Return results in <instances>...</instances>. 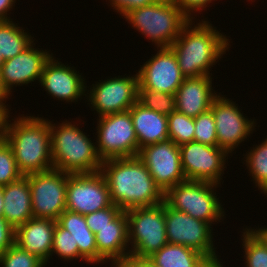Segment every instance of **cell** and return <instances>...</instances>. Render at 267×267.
<instances>
[{"label":"cell","mask_w":267,"mask_h":267,"mask_svg":"<svg viewBox=\"0 0 267 267\" xmlns=\"http://www.w3.org/2000/svg\"><path fill=\"white\" fill-rule=\"evenodd\" d=\"M100 172L106 179L112 204L122 211L164 202V193L137 156L102 161Z\"/></svg>","instance_id":"obj_1"},{"label":"cell","mask_w":267,"mask_h":267,"mask_svg":"<svg viewBox=\"0 0 267 267\" xmlns=\"http://www.w3.org/2000/svg\"><path fill=\"white\" fill-rule=\"evenodd\" d=\"M208 21L199 19L195 24L196 21L190 20L170 47L185 77L212 76L213 65L230 50V36L220 33Z\"/></svg>","instance_id":"obj_2"},{"label":"cell","mask_w":267,"mask_h":267,"mask_svg":"<svg viewBox=\"0 0 267 267\" xmlns=\"http://www.w3.org/2000/svg\"><path fill=\"white\" fill-rule=\"evenodd\" d=\"M9 117L3 138L13 150L20 173L26 176L53 169L49 119L21 114L11 122Z\"/></svg>","instance_id":"obj_3"},{"label":"cell","mask_w":267,"mask_h":267,"mask_svg":"<svg viewBox=\"0 0 267 267\" xmlns=\"http://www.w3.org/2000/svg\"><path fill=\"white\" fill-rule=\"evenodd\" d=\"M49 122L54 169L69 174L96 173L101 170L102 160L97 154L96 143L78 127L79 124L66 119L57 124L52 120Z\"/></svg>","instance_id":"obj_4"},{"label":"cell","mask_w":267,"mask_h":267,"mask_svg":"<svg viewBox=\"0 0 267 267\" xmlns=\"http://www.w3.org/2000/svg\"><path fill=\"white\" fill-rule=\"evenodd\" d=\"M124 18L156 48L171 47L190 21L172 0H158L128 12Z\"/></svg>","instance_id":"obj_5"},{"label":"cell","mask_w":267,"mask_h":267,"mask_svg":"<svg viewBox=\"0 0 267 267\" xmlns=\"http://www.w3.org/2000/svg\"><path fill=\"white\" fill-rule=\"evenodd\" d=\"M218 187L221 186L210 182L186 180L170 188L164 201L171 208L214 226L226 215L215 192Z\"/></svg>","instance_id":"obj_6"},{"label":"cell","mask_w":267,"mask_h":267,"mask_svg":"<svg viewBox=\"0 0 267 267\" xmlns=\"http://www.w3.org/2000/svg\"><path fill=\"white\" fill-rule=\"evenodd\" d=\"M130 258H148L168 243L165 225V201L151 207L126 211Z\"/></svg>","instance_id":"obj_7"},{"label":"cell","mask_w":267,"mask_h":267,"mask_svg":"<svg viewBox=\"0 0 267 267\" xmlns=\"http://www.w3.org/2000/svg\"><path fill=\"white\" fill-rule=\"evenodd\" d=\"M165 225L168 243L192 248L206 256L216 267H224L214 247L213 225L175 210L166 202Z\"/></svg>","instance_id":"obj_8"},{"label":"cell","mask_w":267,"mask_h":267,"mask_svg":"<svg viewBox=\"0 0 267 267\" xmlns=\"http://www.w3.org/2000/svg\"><path fill=\"white\" fill-rule=\"evenodd\" d=\"M96 128V150L102 161L138 155L139 145L129 110L98 117Z\"/></svg>","instance_id":"obj_9"},{"label":"cell","mask_w":267,"mask_h":267,"mask_svg":"<svg viewBox=\"0 0 267 267\" xmlns=\"http://www.w3.org/2000/svg\"><path fill=\"white\" fill-rule=\"evenodd\" d=\"M138 75L99 80L86 89V100L98 117L128 111L138 101ZM90 91V92H89Z\"/></svg>","instance_id":"obj_10"},{"label":"cell","mask_w":267,"mask_h":267,"mask_svg":"<svg viewBox=\"0 0 267 267\" xmlns=\"http://www.w3.org/2000/svg\"><path fill=\"white\" fill-rule=\"evenodd\" d=\"M26 177L31 190L33 218L57 221L66 210L67 173L53 168Z\"/></svg>","instance_id":"obj_11"},{"label":"cell","mask_w":267,"mask_h":267,"mask_svg":"<svg viewBox=\"0 0 267 267\" xmlns=\"http://www.w3.org/2000/svg\"><path fill=\"white\" fill-rule=\"evenodd\" d=\"M230 99L219 93L210 110L215 119L218 147L232 156L236 147L253 134L257 123L256 119L244 116L238 104Z\"/></svg>","instance_id":"obj_12"},{"label":"cell","mask_w":267,"mask_h":267,"mask_svg":"<svg viewBox=\"0 0 267 267\" xmlns=\"http://www.w3.org/2000/svg\"><path fill=\"white\" fill-rule=\"evenodd\" d=\"M181 166L186 180L221 185L229 154L218 146L191 141L179 146Z\"/></svg>","instance_id":"obj_13"},{"label":"cell","mask_w":267,"mask_h":267,"mask_svg":"<svg viewBox=\"0 0 267 267\" xmlns=\"http://www.w3.org/2000/svg\"><path fill=\"white\" fill-rule=\"evenodd\" d=\"M109 188L103 174L67 173L66 209L83 216L110 207Z\"/></svg>","instance_id":"obj_14"},{"label":"cell","mask_w":267,"mask_h":267,"mask_svg":"<svg viewBox=\"0 0 267 267\" xmlns=\"http://www.w3.org/2000/svg\"><path fill=\"white\" fill-rule=\"evenodd\" d=\"M137 157L148 168L164 194L178 183L186 181L181 166L180 148L171 139L140 148Z\"/></svg>","instance_id":"obj_15"},{"label":"cell","mask_w":267,"mask_h":267,"mask_svg":"<svg viewBox=\"0 0 267 267\" xmlns=\"http://www.w3.org/2000/svg\"><path fill=\"white\" fill-rule=\"evenodd\" d=\"M33 42L17 56L5 60L0 69V90L10 99L15 87L40 82L45 63L51 58V51L34 48ZM37 80V81H36ZM10 97V98H9Z\"/></svg>","instance_id":"obj_16"},{"label":"cell","mask_w":267,"mask_h":267,"mask_svg":"<svg viewBox=\"0 0 267 267\" xmlns=\"http://www.w3.org/2000/svg\"><path fill=\"white\" fill-rule=\"evenodd\" d=\"M157 53L138 69V88L175 94L185 76L181 73L174 51L157 48Z\"/></svg>","instance_id":"obj_17"},{"label":"cell","mask_w":267,"mask_h":267,"mask_svg":"<svg viewBox=\"0 0 267 267\" xmlns=\"http://www.w3.org/2000/svg\"><path fill=\"white\" fill-rule=\"evenodd\" d=\"M84 76L75 70L74 66L65 65L56 60L55 56L45 63L39 85L51 98L75 103L86 96V85Z\"/></svg>","instance_id":"obj_18"},{"label":"cell","mask_w":267,"mask_h":267,"mask_svg":"<svg viewBox=\"0 0 267 267\" xmlns=\"http://www.w3.org/2000/svg\"><path fill=\"white\" fill-rule=\"evenodd\" d=\"M97 263L111 267H120L130 257L128 240V220L126 211H122L108 226L95 234Z\"/></svg>","instance_id":"obj_19"},{"label":"cell","mask_w":267,"mask_h":267,"mask_svg":"<svg viewBox=\"0 0 267 267\" xmlns=\"http://www.w3.org/2000/svg\"><path fill=\"white\" fill-rule=\"evenodd\" d=\"M212 79L208 75L185 77L175 93L176 110L192 118L208 111L219 95L212 87Z\"/></svg>","instance_id":"obj_20"},{"label":"cell","mask_w":267,"mask_h":267,"mask_svg":"<svg viewBox=\"0 0 267 267\" xmlns=\"http://www.w3.org/2000/svg\"><path fill=\"white\" fill-rule=\"evenodd\" d=\"M55 226V220L31 218L15 229V244L47 266L50 263Z\"/></svg>","instance_id":"obj_21"},{"label":"cell","mask_w":267,"mask_h":267,"mask_svg":"<svg viewBox=\"0 0 267 267\" xmlns=\"http://www.w3.org/2000/svg\"><path fill=\"white\" fill-rule=\"evenodd\" d=\"M140 148L169 139L167 115L145 108L138 101L129 109Z\"/></svg>","instance_id":"obj_22"},{"label":"cell","mask_w":267,"mask_h":267,"mask_svg":"<svg viewBox=\"0 0 267 267\" xmlns=\"http://www.w3.org/2000/svg\"><path fill=\"white\" fill-rule=\"evenodd\" d=\"M3 217L16 229L33 218L29 180L22 176L18 181L2 187Z\"/></svg>","instance_id":"obj_23"},{"label":"cell","mask_w":267,"mask_h":267,"mask_svg":"<svg viewBox=\"0 0 267 267\" xmlns=\"http://www.w3.org/2000/svg\"><path fill=\"white\" fill-rule=\"evenodd\" d=\"M57 223L69 231L78 245L79 260L87 264H97V247L95 234L89 229L85 216L65 210L58 218Z\"/></svg>","instance_id":"obj_24"},{"label":"cell","mask_w":267,"mask_h":267,"mask_svg":"<svg viewBox=\"0 0 267 267\" xmlns=\"http://www.w3.org/2000/svg\"><path fill=\"white\" fill-rule=\"evenodd\" d=\"M148 259L158 267H216L200 252L179 244L167 243Z\"/></svg>","instance_id":"obj_25"},{"label":"cell","mask_w":267,"mask_h":267,"mask_svg":"<svg viewBox=\"0 0 267 267\" xmlns=\"http://www.w3.org/2000/svg\"><path fill=\"white\" fill-rule=\"evenodd\" d=\"M18 25L13 20L0 22V54L4 60L17 56L35 41L34 36Z\"/></svg>","instance_id":"obj_26"},{"label":"cell","mask_w":267,"mask_h":267,"mask_svg":"<svg viewBox=\"0 0 267 267\" xmlns=\"http://www.w3.org/2000/svg\"><path fill=\"white\" fill-rule=\"evenodd\" d=\"M241 231L245 267H267V238L257 229L247 227Z\"/></svg>","instance_id":"obj_27"},{"label":"cell","mask_w":267,"mask_h":267,"mask_svg":"<svg viewBox=\"0 0 267 267\" xmlns=\"http://www.w3.org/2000/svg\"><path fill=\"white\" fill-rule=\"evenodd\" d=\"M250 148L244 156L243 161L245 163H242L247 166L246 169L252 177L251 181L262 194L267 191V137L260 144L253 145Z\"/></svg>","instance_id":"obj_28"},{"label":"cell","mask_w":267,"mask_h":267,"mask_svg":"<svg viewBox=\"0 0 267 267\" xmlns=\"http://www.w3.org/2000/svg\"><path fill=\"white\" fill-rule=\"evenodd\" d=\"M167 119L169 139L176 145L180 146L193 141L195 133L194 118L175 110L167 115Z\"/></svg>","instance_id":"obj_29"},{"label":"cell","mask_w":267,"mask_h":267,"mask_svg":"<svg viewBox=\"0 0 267 267\" xmlns=\"http://www.w3.org/2000/svg\"><path fill=\"white\" fill-rule=\"evenodd\" d=\"M138 102L145 108L169 115L176 110L175 94L138 88Z\"/></svg>","instance_id":"obj_30"},{"label":"cell","mask_w":267,"mask_h":267,"mask_svg":"<svg viewBox=\"0 0 267 267\" xmlns=\"http://www.w3.org/2000/svg\"><path fill=\"white\" fill-rule=\"evenodd\" d=\"M57 255L58 258L65 261H72L79 259L78 245L75 243L69 231L62 228L56 221V226L53 233V246L50 260L52 256Z\"/></svg>","instance_id":"obj_31"},{"label":"cell","mask_w":267,"mask_h":267,"mask_svg":"<svg viewBox=\"0 0 267 267\" xmlns=\"http://www.w3.org/2000/svg\"><path fill=\"white\" fill-rule=\"evenodd\" d=\"M23 175L17 168L11 146L4 138L0 139V187L18 181Z\"/></svg>","instance_id":"obj_32"},{"label":"cell","mask_w":267,"mask_h":267,"mask_svg":"<svg viewBox=\"0 0 267 267\" xmlns=\"http://www.w3.org/2000/svg\"><path fill=\"white\" fill-rule=\"evenodd\" d=\"M0 266L2 267H46V265L35 255L21 249L15 243L0 255Z\"/></svg>","instance_id":"obj_33"},{"label":"cell","mask_w":267,"mask_h":267,"mask_svg":"<svg viewBox=\"0 0 267 267\" xmlns=\"http://www.w3.org/2000/svg\"><path fill=\"white\" fill-rule=\"evenodd\" d=\"M194 127L193 141L218 146L215 119L210 109L194 118Z\"/></svg>","instance_id":"obj_34"},{"label":"cell","mask_w":267,"mask_h":267,"mask_svg":"<svg viewBox=\"0 0 267 267\" xmlns=\"http://www.w3.org/2000/svg\"><path fill=\"white\" fill-rule=\"evenodd\" d=\"M121 212L120 208L112 204L110 207L85 215V221L89 229L96 234L100 229L108 226Z\"/></svg>","instance_id":"obj_35"},{"label":"cell","mask_w":267,"mask_h":267,"mask_svg":"<svg viewBox=\"0 0 267 267\" xmlns=\"http://www.w3.org/2000/svg\"><path fill=\"white\" fill-rule=\"evenodd\" d=\"M181 11L190 19L195 20L197 18L196 12L201 14L204 9L211 6L210 3L217 0H172ZM195 15V17H194Z\"/></svg>","instance_id":"obj_36"},{"label":"cell","mask_w":267,"mask_h":267,"mask_svg":"<svg viewBox=\"0 0 267 267\" xmlns=\"http://www.w3.org/2000/svg\"><path fill=\"white\" fill-rule=\"evenodd\" d=\"M158 0H108L110 5L115 9L118 14L123 18L128 12L137 8L151 5Z\"/></svg>","instance_id":"obj_37"},{"label":"cell","mask_w":267,"mask_h":267,"mask_svg":"<svg viewBox=\"0 0 267 267\" xmlns=\"http://www.w3.org/2000/svg\"><path fill=\"white\" fill-rule=\"evenodd\" d=\"M15 243V228L0 216V255Z\"/></svg>","instance_id":"obj_38"},{"label":"cell","mask_w":267,"mask_h":267,"mask_svg":"<svg viewBox=\"0 0 267 267\" xmlns=\"http://www.w3.org/2000/svg\"><path fill=\"white\" fill-rule=\"evenodd\" d=\"M15 3L16 0H0V22L12 20L11 16L8 15L11 13L9 11L15 7Z\"/></svg>","instance_id":"obj_39"},{"label":"cell","mask_w":267,"mask_h":267,"mask_svg":"<svg viewBox=\"0 0 267 267\" xmlns=\"http://www.w3.org/2000/svg\"><path fill=\"white\" fill-rule=\"evenodd\" d=\"M120 267H158L148 258H128Z\"/></svg>","instance_id":"obj_40"},{"label":"cell","mask_w":267,"mask_h":267,"mask_svg":"<svg viewBox=\"0 0 267 267\" xmlns=\"http://www.w3.org/2000/svg\"><path fill=\"white\" fill-rule=\"evenodd\" d=\"M6 103L7 102H0V139L3 138L6 121L8 116L11 114V108L8 104L6 105Z\"/></svg>","instance_id":"obj_41"},{"label":"cell","mask_w":267,"mask_h":267,"mask_svg":"<svg viewBox=\"0 0 267 267\" xmlns=\"http://www.w3.org/2000/svg\"><path fill=\"white\" fill-rule=\"evenodd\" d=\"M3 202L4 198L2 194V187H0V216H3V210H4Z\"/></svg>","instance_id":"obj_42"},{"label":"cell","mask_w":267,"mask_h":267,"mask_svg":"<svg viewBox=\"0 0 267 267\" xmlns=\"http://www.w3.org/2000/svg\"><path fill=\"white\" fill-rule=\"evenodd\" d=\"M257 229L267 238V226L266 227L261 226L260 228L258 226Z\"/></svg>","instance_id":"obj_43"},{"label":"cell","mask_w":267,"mask_h":267,"mask_svg":"<svg viewBox=\"0 0 267 267\" xmlns=\"http://www.w3.org/2000/svg\"><path fill=\"white\" fill-rule=\"evenodd\" d=\"M7 99L6 95L0 90V102H6Z\"/></svg>","instance_id":"obj_44"},{"label":"cell","mask_w":267,"mask_h":267,"mask_svg":"<svg viewBox=\"0 0 267 267\" xmlns=\"http://www.w3.org/2000/svg\"><path fill=\"white\" fill-rule=\"evenodd\" d=\"M4 62H5V60L2 57V55L0 54V69H1V66L3 65Z\"/></svg>","instance_id":"obj_45"}]
</instances>
